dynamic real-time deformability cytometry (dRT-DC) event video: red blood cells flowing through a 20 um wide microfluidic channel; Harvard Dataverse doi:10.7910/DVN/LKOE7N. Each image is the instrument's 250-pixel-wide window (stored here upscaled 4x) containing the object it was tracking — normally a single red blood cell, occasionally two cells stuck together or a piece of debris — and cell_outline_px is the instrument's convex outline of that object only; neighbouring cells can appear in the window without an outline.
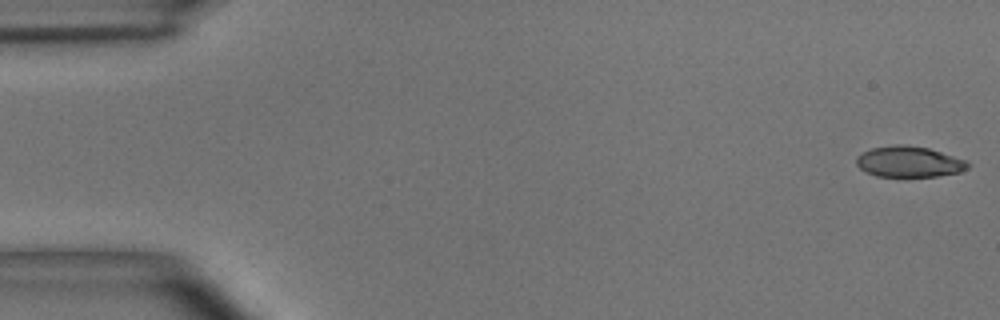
{"species": "common noctule bat (a hibernating species)", "species_latin": "Nyctalus noctula", "temperature_condition": "room temperature", "stored_images_in_passage": 54, "camera_frame_rate_fps": 3000, "um_per_image_px": 0.085, "animal": {"sex": "male", "body_mass_g": 15.6}, "frame": {"image": 1, "passage_image": 1, "time_ms": 0.0, "image_size_px": [1000, 320], "cell_outline_px": [[972, 164], [968, 168], [960, 172], [936, 176], [876, 176], [860, 168], [856, 164], [856, 156], [860, 152], [872, 148], [896, 144], [904, 144], [928, 148], [968, 160]], "centroid_in_image_um": [77.29, 13.73], "position_along_channel_um": 7.7, "area_um2": 20.17}}
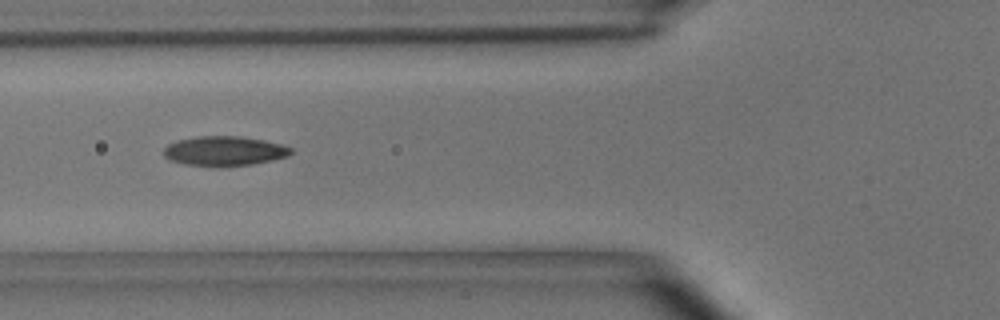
{"frame": {"image": 2, "passage_image": 20, "time_ms": 6.333, "image_size_px": [1000, 320], "cell_outline_px": [[292, 152], [288, 156], [272, 160], [252, 164], [220, 168], [212, 168], [184, 164], [168, 160], [164, 156], [164, 148], [168, 144], [176, 140], [200, 136], [240, 136], [264, 140], [280, 144], [292, 148]], "centroid_in_image_um": [19.03, 12.86], "position_along_channel_um": 106.8, "area_um2": 22.43}}
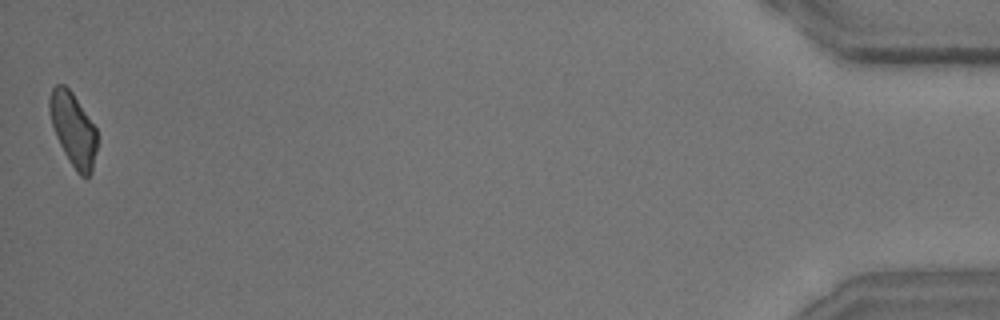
{"frame": {"image": 3, "passage_image": 54, "time_ms": 17.667, "image_size_px": [1000, 320], "cell_outline_px": [[96, 152], [92, 172], [88, 176], [80, 176], [76, 172], [64, 152], [56, 136], [52, 124], [48, 108], [48, 100], [52, 88], [56, 84], [64, 84], [72, 92], [96, 128]], "centroid_in_image_um": [6.21, 10.99], "position_along_channel_um": 429.0, "area_um2": 20.17}, "authors_computed_cell_mechanics": {"area_um2": 21.0103, "velocity_mm_per_s": 3.6591, "shape_relaxation_time_tau1_ms": 4.9845, "shape_relaxation_time_tau2_ms": 2.4227, "deformation_change_tau1": 0.1529, "deformation_change_tau2": 0.0782}}